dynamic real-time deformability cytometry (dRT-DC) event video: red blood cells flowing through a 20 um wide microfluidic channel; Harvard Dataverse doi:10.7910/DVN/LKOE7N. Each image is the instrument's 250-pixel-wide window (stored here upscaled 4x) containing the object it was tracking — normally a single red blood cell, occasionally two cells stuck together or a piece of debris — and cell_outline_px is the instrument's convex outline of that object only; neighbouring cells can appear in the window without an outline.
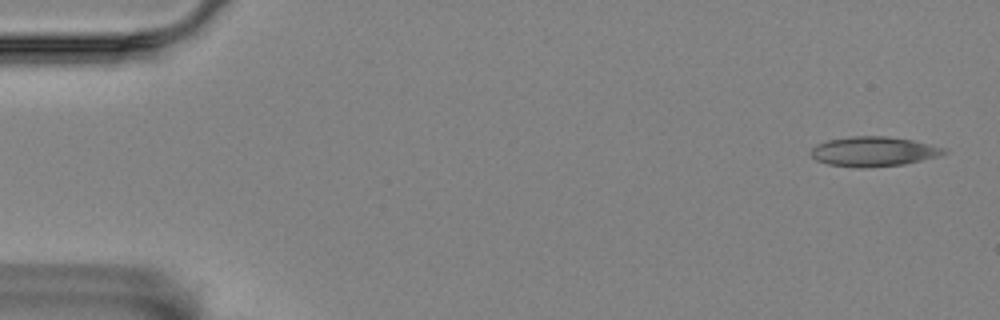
{"species": "Egyptian fruit bat (a non-hibernating species)", "species_latin": "Rousettus aegyptiacus", "temperature_condition": "room temperature", "stored_images_in_passage": 4, "camera_frame_rate_fps": 3000, "um_per_image_px": 0.085, "animal": {"sex": "female"}, "frame": {"image": 1, "passage_image": 1, "time_ms": 0.0, "image_size_px": [1000, 320], "cell_outline_px": [[948, 152], [940, 156], [904, 164], [864, 168], [856, 168], [828, 164], [816, 160], [812, 156], [812, 148], [816, 144], [828, 140], [848, 136], [884, 136], [912, 140], [944, 148]], "centroid_in_image_um": [74.24, 12.88], "position_along_channel_um": 10.8, "area_um2": 23.0}}